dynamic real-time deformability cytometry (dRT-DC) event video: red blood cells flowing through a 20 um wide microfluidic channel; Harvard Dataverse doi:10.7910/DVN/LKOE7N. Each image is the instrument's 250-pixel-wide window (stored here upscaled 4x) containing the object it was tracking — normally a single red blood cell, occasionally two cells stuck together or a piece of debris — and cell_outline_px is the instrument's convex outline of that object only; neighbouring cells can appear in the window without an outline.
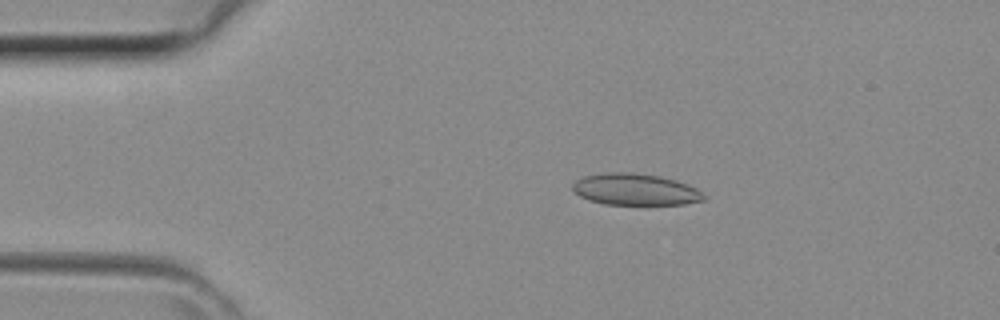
{"species": "common noctule bat (a hibernating species)", "species_latin": "Nyctalus noctula", "temperature_condition": "room temperature", "stored_images_in_passage": 40, "camera_frame_rate_fps": 3000, "um_per_image_px": 0.085, "animal": {"sex": "female", "body_mass_g": 29.2, "forearm_length_mm": 56.3}, "frame": {"image": 1, "passage_image": 8, "time_ms": 2.333, "image_size_px": [1000, 320], "cell_outline_px": [[704, 200], [684, 204], [604, 204], [580, 196], [572, 188], [572, 184], [576, 180], [584, 176], [608, 172], [632, 172], [660, 176], [696, 188], [704, 196]], "centroid_in_image_um": [53.96, 16.1], "position_along_channel_um": 31.0, "area_um2": 23.7}}
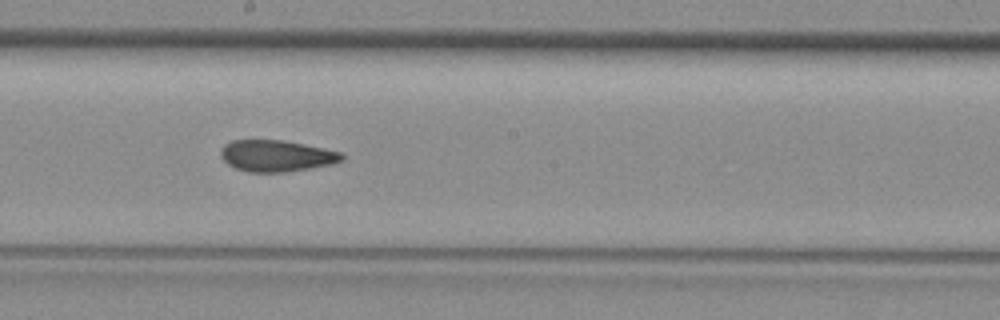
{"frame": {"image": 2, "passage_image": 23, "time_ms": 7.333, "image_size_px": [1000, 320], "cell_outline_px": [[344, 160], [328, 164], [308, 168], [284, 172], [248, 172], [236, 168], [228, 164], [220, 156], [220, 148], [224, 144], [232, 140], [284, 140], [324, 148], [340, 152], [344, 156]], "centroid_in_image_um": [23.45, 13.23], "position_along_channel_um": 224.8, "area_um2": 22.08}}
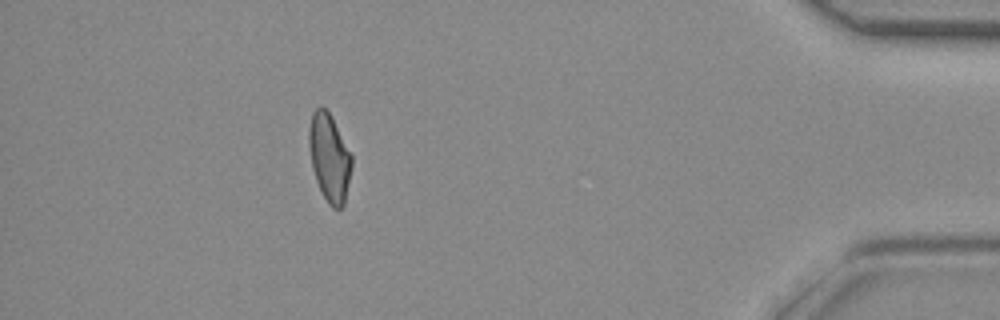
{"frame": {"image": 3, "passage_image": 38, "time_ms": 12.333, "image_size_px": [1000, 320], "cell_outline_px": [[352, 164], [344, 204], [340, 208], [332, 208], [328, 204], [316, 180], [312, 168], [308, 144], [308, 128], [312, 112], [320, 104], [328, 112], [352, 156]], "centroid_in_image_um": [27.97, 13.39], "position_along_channel_um": 407.2, "area_um2": 21.56}}